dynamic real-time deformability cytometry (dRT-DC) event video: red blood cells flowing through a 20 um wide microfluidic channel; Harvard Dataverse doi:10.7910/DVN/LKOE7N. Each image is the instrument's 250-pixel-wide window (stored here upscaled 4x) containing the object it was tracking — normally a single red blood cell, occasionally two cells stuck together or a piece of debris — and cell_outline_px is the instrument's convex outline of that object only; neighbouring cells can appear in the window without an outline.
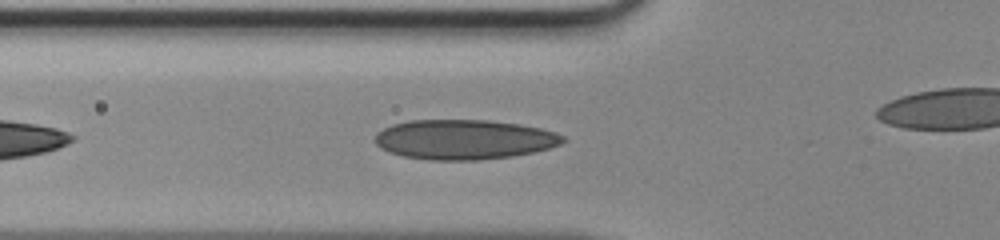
{"species": "human", "species_latin": "Homo sapiens", "temperature_condition": "room temperature", "stored_images_in_passage": 29, "camera_frame_rate_fps": 3000, "um_per_image_px": 0.085, "donor": {"sex": "male"}, "frame": {"image": 1, "passage_image": 5, "time_ms": 1.333, "image_size_px": [1000, 240], "cell_outline_px": [[568, 140], [560, 144], [548, 148], [532, 152], [512, 156], [480, 160], [428, 160], [404, 156], [388, 152], [380, 148], [372, 140], [376, 132], [392, 124], [408, 120], [488, 120], [520, 124], [540, 128], [556, 132], [564, 136]], "centroid_in_image_um": [39.42, 11.85], "position_along_channel_um": 86.4, "area_um2": 43.93}}
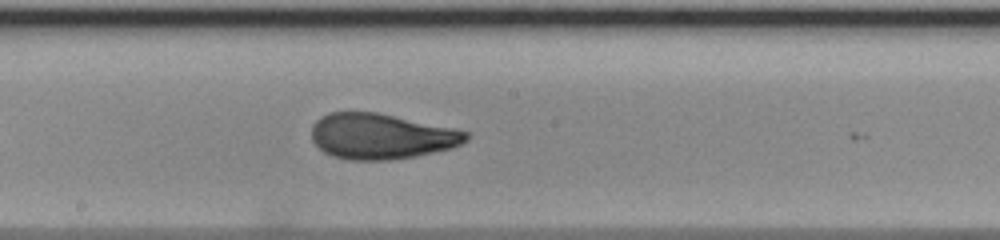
{"frame": {"image": 2, "passage_image": 14, "time_ms": 4.333, "image_size_px": [1000, 240], "cell_outline_px": [[468, 140], [452, 148], [416, 156], [388, 160], [352, 160], [332, 156], [324, 152], [312, 140], [312, 124], [320, 116], [328, 112], [376, 112], [456, 128], [468, 132]], "centroid_in_image_um": [32.4, 11.58], "position_along_channel_um": 215.8, "area_um2": 41.15}}
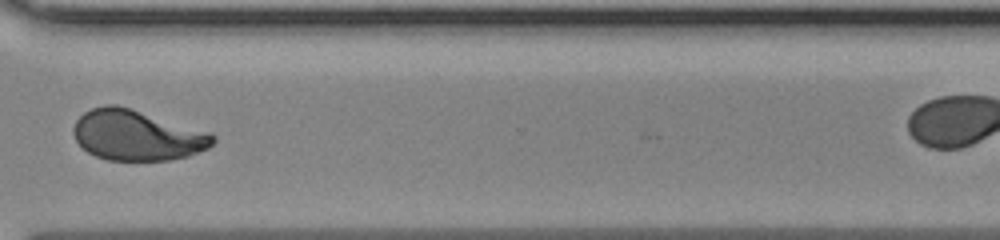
{"frame": {"image": 3, "passage_image": 24, "time_ms": 7.667, "image_size_px": [1000, 240], "cell_outline_px": [[216, 140], [208, 148], [188, 156], [168, 160], [108, 160], [96, 156], [88, 152], [76, 140], [72, 132], [72, 128], [76, 120], [84, 112], [92, 108], [104, 104], [116, 104], [212, 132], [216, 136]], "centroid_in_image_um": [11.65, 11.49], "position_along_channel_um": 358.9, "area_um2": 41.1}}